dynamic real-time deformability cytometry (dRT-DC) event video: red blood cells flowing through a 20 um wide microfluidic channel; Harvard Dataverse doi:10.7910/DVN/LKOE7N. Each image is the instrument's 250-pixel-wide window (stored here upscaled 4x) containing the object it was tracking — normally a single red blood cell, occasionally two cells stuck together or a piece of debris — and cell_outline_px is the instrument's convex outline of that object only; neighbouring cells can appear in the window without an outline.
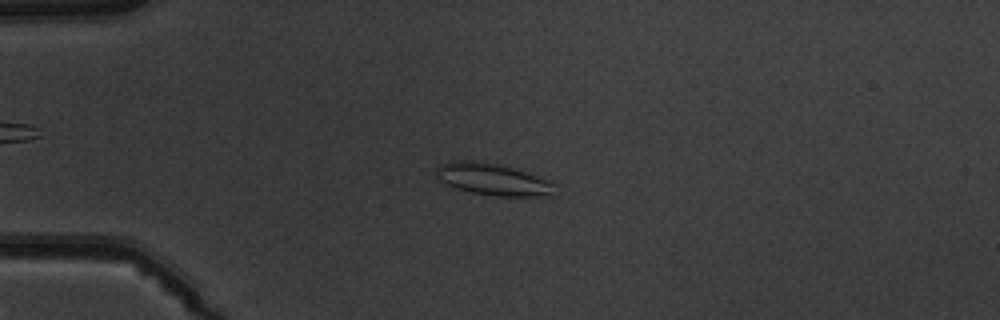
{"species": "common noctule bat (a hibernating species)", "species_latin": "Nyctalus noctula", "temperature_condition": "warm", "stored_images_in_passage": 4, "camera_frame_rate_fps": 3000, "um_per_image_px": 0.085, "animal": {"sex": "male", "body_mass_g": 19.5, "forearm_length_mm": 54.6}, "frame": {"image": 1, "passage_image": 3, "time_ms": 3.333, "image_size_px": [1000, 320], "cell_outline_px": [[552, 196], [496, 196], [472, 192], [456, 188], [444, 184], [436, 176], [436, 168], [440, 164], [452, 160], [472, 160], [500, 164], [548, 180], [552, 184]], "centroid_in_image_um": [41.8, 15.23], "position_along_channel_um": 43.2, "area_um2": 21.79}}